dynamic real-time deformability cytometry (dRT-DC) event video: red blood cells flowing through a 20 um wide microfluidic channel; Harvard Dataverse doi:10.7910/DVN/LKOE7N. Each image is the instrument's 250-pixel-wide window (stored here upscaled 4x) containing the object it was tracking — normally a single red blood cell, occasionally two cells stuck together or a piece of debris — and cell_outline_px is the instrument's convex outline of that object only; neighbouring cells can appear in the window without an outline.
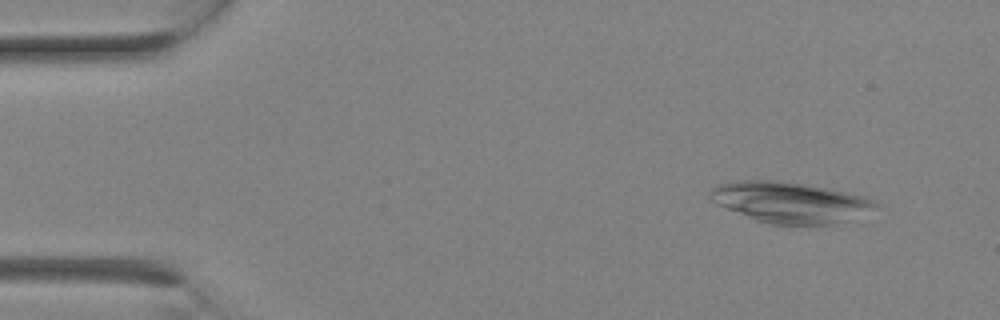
{"species": "Egyptian fruit bat (a non-hibernating species)", "species_latin": "Rousettus aegyptiacus", "temperature_condition": "room temperature", "stored_images_in_passage": 6, "camera_frame_rate_fps": 3000, "um_per_image_px": 0.085, "animal": {"sex": "female"}, "frame": {"image": 1, "passage_image": 1, "time_ms": 0.0, "image_size_px": [1000, 320], "cell_outline_px": [[880, 208], [832, 224], [772, 224], [756, 220], [716, 204], [712, 200], [712, 188], [716, 184], [740, 180], [772, 180], [804, 184], [828, 188], [864, 196], [876, 200], [880, 204]], "centroid_in_image_um": [67.19, 17.18], "position_along_channel_um": 17.8, "area_um2": 38.96}}
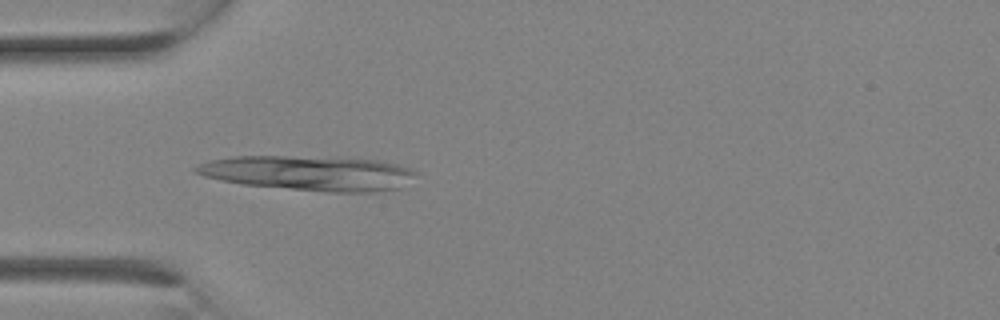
{"frame": {"image": 2, "passage_image": 6, "time_ms": 1.667, "image_size_px": [1000, 320], "cell_outline_px": [[420, 172], [400, 188], [376, 192], [328, 192], [244, 184], [220, 180], [204, 176], [196, 172], [192, 168], [208, 160], [232, 156], [288, 156], [380, 160], [396, 164]], "centroid_in_image_um": [26.26, 14.71], "position_along_channel_um": 58.7, "area_um2": 44.39}}